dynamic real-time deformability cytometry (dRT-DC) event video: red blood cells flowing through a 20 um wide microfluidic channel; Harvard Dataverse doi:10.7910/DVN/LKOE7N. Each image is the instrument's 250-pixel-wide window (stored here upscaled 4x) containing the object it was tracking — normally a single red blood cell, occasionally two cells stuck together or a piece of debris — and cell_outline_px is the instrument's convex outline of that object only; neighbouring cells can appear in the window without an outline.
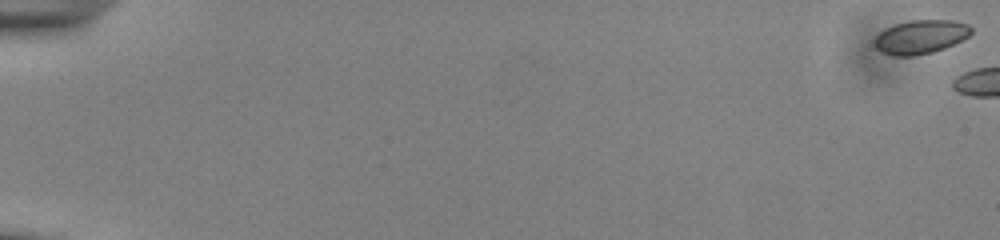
{"species": "common noctule bat (a hibernating species)", "species_latin": "Nyctalus noctula", "temperature_condition": "cold", "stored_images_in_passage": 5, "camera_frame_rate_fps": 3000, "um_per_image_px": 0.085, "animal": {"sex": "male", "body_mass_g": 13.0, "forearm_length_mm": 53.1}, "frame": {"image": 1, "passage_image": 1, "time_ms": 0.0, "image_size_px": [1000, 240], "cell_outline_px": [[972, 32], [968, 36], [944, 48], [932, 52], [912, 56], [892, 56], [880, 52], [876, 48], [876, 36], [880, 32], [896, 24], [912, 20], [952, 20], [968, 24], [972, 28]], "centroid_in_image_um": [78.26, 3.14], "position_along_channel_um": 6.7, "area_um2": 18.79}}